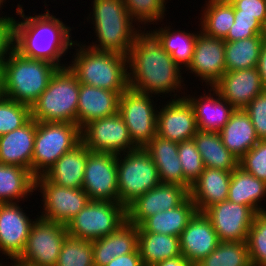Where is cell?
<instances>
[{
  "label": "cell",
  "instance_id": "30bf717a",
  "mask_svg": "<svg viewBox=\"0 0 266 266\" xmlns=\"http://www.w3.org/2000/svg\"><path fill=\"white\" fill-rule=\"evenodd\" d=\"M152 97L130 87L120 96L118 113L136 147L144 148L157 135L158 110Z\"/></svg>",
  "mask_w": 266,
  "mask_h": 266
},
{
  "label": "cell",
  "instance_id": "f5cc1de1",
  "mask_svg": "<svg viewBox=\"0 0 266 266\" xmlns=\"http://www.w3.org/2000/svg\"><path fill=\"white\" fill-rule=\"evenodd\" d=\"M10 260L13 261V263H10L12 266H31L25 262H22L18 258H14V259H10ZM0 266H10V265L2 264V261H1Z\"/></svg>",
  "mask_w": 266,
  "mask_h": 266
},
{
  "label": "cell",
  "instance_id": "ba28073f",
  "mask_svg": "<svg viewBox=\"0 0 266 266\" xmlns=\"http://www.w3.org/2000/svg\"><path fill=\"white\" fill-rule=\"evenodd\" d=\"M121 154L117 155L119 203L127 207L161 181L157 167L145 148L137 147Z\"/></svg>",
  "mask_w": 266,
  "mask_h": 266
},
{
  "label": "cell",
  "instance_id": "44dd1931",
  "mask_svg": "<svg viewBox=\"0 0 266 266\" xmlns=\"http://www.w3.org/2000/svg\"><path fill=\"white\" fill-rule=\"evenodd\" d=\"M181 255L195 266L220 243L211 221L203 212H196L179 236Z\"/></svg>",
  "mask_w": 266,
  "mask_h": 266
},
{
  "label": "cell",
  "instance_id": "ab89813d",
  "mask_svg": "<svg viewBox=\"0 0 266 266\" xmlns=\"http://www.w3.org/2000/svg\"><path fill=\"white\" fill-rule=\"evenodd\" d=\"M168 0H124L126 9L136 25L163 22ZM138 22V23H137ZM140 22V23H139Z\"/></svg>",
  "mask_w": 266,
  "mask_h": 266
},
{
  "label": "cell",
  "instance_id": "f6af8a7d",
  "mask_svg": "<svg viewBox=\"0 0 266 266\" xmlns=\"http://www.w3.org/2000/svg\"><path fill=\"white\" fill-rule=\"evenodd\" d=\"M256 35H266V28L254 16L234 15V24L224 40L238 41Z\"/></svg>",
  "mask_w": 266,
  "mask_h": 266
},
{
  "label": "cell",
  "instance_id": "6da1fadb",
  "mask_svg": "<svg viewBox=\"0 0 266 266\" xmlns=\"http://www.w3.org/2000/svg\"><path fill=\"white\" fill-rule=\"evenodd\" d=\"M141 28H136L134 44L127 56L129 87L152 96L170 92L169 96L175 99L184 97L177 94H181L182 86H185L182 68L164 50L161 35L156 29L147 31L144 28L142 31Z\"/></svg>",
  "mask_w": 266,
  "mask_h": 266
},
{
  "label": "cell",
  "instance_id": "8fae6325",
  "mask_svg": "<svg viewBox=\"0 0 266 266\" xmlns=\"http://www.w3.org/2000/svg\"><path fill=\"white\" fill-rule=\"evenodd\" d=\"M36 216L18 259L31 266H56L63 242L68 237L66 225Z\"/></svg>",
  "mask_w": 266,
  "mask_h": 266
},
{
  "label": "cell",
  "instance_id": "681fc988",
  "mask_svg": "<svg viewBox=\"0 0 266 266\" xmlns=\"http://www.w3.org/2000/svg\"><path fill=\"white\" fill-rule=\"evenodd\" d=\"M105 266H144L139 250L115 257Z\"/></svg>",
  "mask_w": 266,
  "mask_h": 266
},
{
  "label": "cell",
  "instance_id": "e0dca14e",
  "mask_svg": "<svg viewBox=\"0 0 266 266\" xmlns=\"http://www.w3.org/2000/svg\"><path fill=\"white\" fill-rule=\"evenodd\" d=\"M206 86L212 87L226 72L225 40L210 37L202 31L197 34L192 60L187 67Z\"/></svg>",
  "mask_w": 266,
  "mask_h": 266
},
{
  "label": "cell",
  "instance_id": "e575fe53",
  "mask_svg": "<svg viewBox=\"0 0 266 266\" xmlns=\"http://www.w3.org/2000/svg\"><path fill=\"white\" fill-rule=\"evenodd\" d=\"M201 10L200 30L210 37L225 39L234 24V7L224 0H206Z\"/></svg>",
  "mask_w": 266,
  "mask_h": 266
},
{
  "label": "cell",
  "instance_id": "7a4b0ae2",
  "mask_svg": "<svg viewBox=\"0 0 266 266\" xmlns=\"http://www.w3.org/2000/svg\"><path fill=\"white\" fill-rule=\"evenodd\" d=\"M16 8V14L22 20H12L13 48L27 58L45 60L59 68L67 67L60 62L68 49L76 47L70 34L71 27L47 9L43 14L27 16L22 5L18 4Z\"/></svg>",
  "mask_w": 266,
  "mask_h": 266
},
{
  "label": "cell",
  "instance_id": "4fadbf2b",
  "mask_svg": "<svg viewBox=\"0 0 266 266\" xmlns=\"http://www.w3.org/2000/svg\"><path fill=\"white\" fill-rule=\"evenodd\" d=\"M81 142L91 151L115 155L137 148L118 112L86 124L81 129Z\"/></svg>",
  "mask_w": 266,
  "mask_h": 266
},
{
  "label": "cell",
  "instance_id": "bcb514c9",
  "mask_svg": "<svg viewBox=\"0 0 266 266\" xmlns=\"http://www.w3.org/2000/svg\"><path fill=\"white\" fill-rule=\"evenodd\" d=\"M251 119L259 140H266V90L258 94L244 109Z\"/></svg>",
  "mask_w": 266,
  "mask_h": 266
},
{
  "label": "cell",
  "instance_id": "1f68e13d",
  "mask_svg": "<svg viewBox=\"0 0 266 266\" xmlns=\"http://www.w3.org/2000/svg\"><path fill=\"white\" fill-rule=\"evenodd\" d=\"M34 191L35 176L30 170L15 165L0 164V203L24 201Z\"/></svg>",
  "mask_w": 266,
  "mask_h": 266
},
{
  "label": "cell",
  "instance_id": "836d02e7",
  "mask_svg": "<svg viewBox=\"0 0 266 266\" xmlns=\"http://www.w3.org/2000/svg\"><path fill=\"white\" fill-rule=\"evenodd\" d=\"M138 250L144 266L181 255L179 237L160 233L138 232Z\"/></svg>",
  "mask_w": 266,
  "mask_h": 266
},
{
  "label": "cell",
  "instance_id": "f907efd6",
  "mask_svg": "<svg viewBox=\"0 0 266 266\" xmlns=\"http://www.w3.org/2000/svg\"><path fill=\"white\" fill-rule=\"evenodd\" d=\"M258 71L264 86V89L266 90V37L264 39L260 56H259V62H258Z\"/></svg>",
  "mask_w": 266,
  "mask_h": 266
},
{
  "label": "cell",
  "instance_id": "816d5d0a",
  "mask_svg": "<svg viewBox=\"0 0 266 266\" xmlns=\"http://www.w3.org/2000/svg\"><path fill=\"white\" fill-rule=\"evenodd\" d=\"M153 266H192V265L183 255H180L172 259H165L164 261L158 262Z\"/></svg>",
  "mask_w": 266,
  "mask_h": 266
},
{
  "label": "cell",
  "instance_id": "9a60e30c",
  "mask_svg": "<svg viewBox=\"0 0 266 266\" xmlns=\"http://www.w3.org/2000/svg\"><path fill=\"white\" fill-rule=\"evenodd\" d=\"M211 221L220 242L246 241L257 214L251 207L232 201H222L203 212Z\"/></svg>",
  "mask_w": 266,
  "mask_h": 266
},
{
  "label": "cell",
  "instance_id": "f546056e",
  "mask_svg": "<svg viewBox=\"0 0 266 266\" xmlns=\"http://www.w3.org/2000/svg\"><path fill=\"white\" fill-rule=\"evenodd\" d=\"M196 212L194 202L188 197L178 207L160 211L145 219L138 226V232L160 233L179 237Z\"/></svg>",
  "mask_w": 266,
  "mask_h": 266
},
{
  "label": "cell",
  "instance_id": "4dcf8cb0",
  "mask_svg": "<svg viewBox=\"0 0 266 266\" xmlns=\"http://www.w3.org/2000/svg\"><path fill=\"white\" fill-rule=\"evenodd\" d=\"M264 197H266L265 181L256 178L239 166L232 171L228 201L249 206L256 213H261L266 212L260 204Z\"/></svg>",
  "mask_w": 266,
  "mask_h": 266
},
{
  "label": "cell",
  "instance_id": "d4e9b609",
  "mask_svg": "<svg viewBox=\"0 0 266 266\" xmlns=\"http://www.w3.org/2000/svg\"><path fill=\"white\" fill-rule=\"evenodd\" d=\"M231 175L232 172L205 167L189 189V197L197 212H204L208 207L227 200Z\"/></svg>",
  "mask_w": 266,
  "mask_h": 266
},
{
  "label": "cell",
  "instance_id": "603a6c76",
  "mask_svg": "<svg viewBox=\"0 0 266 266\" xmlns=\"http://www.w3.org/2000/svg\"><path fill=\"white\" fill-rule=\"evenodd\" d=\"M121 94L80 83L77 107V125L82 129L91 121L112 116L118 112Z\"/></svg>",
  "mask_w": 266,
  "mask_h": 266
},
{
  "label": "cell",
  "instance_id": "60d3db41",
  "mask_svg": "<svg viewBox=\"0 0 266 266\" xmlns=\"http://www.w3.org/2000/svg\"><path fill=\"white\" fill-rule=\"evenodd\" d=\"M31 119V107L3 96L0 98V136L22 127Z\"/></svg>",
  "mask_w": 266,
  "mask_h": 266
},
{
  "label": "cell",
  "instance_id": "9c48e42d",
  "mask_svg": "<svg viewBox=\"0 0 266 266\" xmlns=\"http://www.w3.org/2000/svg\"><path fill=\"white\" fill-rule=\"evenodd\" d=\"M126 222V207L122 204L108 201H89L67 223L66 228L69 236L92 241L115 232Z\"/></svg>",
  "mask_w": 266,
  "mask_h": 266
},
{
  "label": "cell",
  "instance_id": "52a82bcc",
  "mask_svg": "<svg viewBox=\"0 0 266 266\" xmlns=\"http://www.w3.org/2000/svg\"><path fill=\"white\" fill-rule=\"evenodd\" d=\"M81 142V129L68 122H37L31 172L44 175L66 152Z\"/></svg>",
  "mask_w": 266,
  "mask_h": 266
},
{
  "label": "cell",
  "instance_id": "5b68a950",
  "mask_svg": "<svg viewBox=\"0 0 266 266\" xmlns=\"http://www.w3.org/2000/svg\"><path fill=\"white\" fill-rule=\"evenodd\" d=\"M92 5V18L89 15L87 20L91 19L98 41L88 47L128 56L136 27L124 0H93Z\"/></svg>",
  "mask_w": 266,
  "mask_h": 266
},
{
  "label": "cell",
  "instance_id": "83f0119b",
  "mask_svg": "<svg viewBox=\"0 0 266 266\" xmlns=\"http://www.w3.org/2000/svg\"><path fill=\"white\" fill-rule=\"evenodd\" d=\"M219 134L223 145L238 160L259 141L251 119L243 109H235Z\"/></svg>",
  "mask_w": 266,
  "mask_h": 266
},
{
  "label": "cell",
  "instance_id": "db71d44e",
  "mask_svg": "<svg viewBox=\"0 0 266 266\" xmlns=\"http://www.w3.org/2000/svg\"><path fill=\"white\" fill-rule=\"evenodd\" d=\"M3 96V68L2 66H0V98H2Z\"/></svg>",
  "mask_w": 266,
  "mask_h": 266
},
{
  "label": "cell",
  "instance_id": "f1b7e54d",
  "mask_svg": "<svg viewBox=\"0 0 266 266\" xmlns=\"http://www.w3.org/2000/svg\"><path fill=\"white\" fill-rule=\"evenodd\" d=\"M157 167L161 183L184 186V174L178 157V143L155 135L144 147Z\"/></svg>",
  "mask_w": 266,
  "mask_h": 266
},
{
  "label": "cell",
  "instance_id": "3957f363",
  "mask_svg": "<svg viewBox=\"0 0 266 266\" xmlns=\"http://www.w3.org/2000/svg\"><path fill=\"white\" fill-rule=\"evenodd\" d=\"M74 45L79 48L67 67L80 83L120 94L129 88L127 56L97 51L77 41Z\"/></svg>",
  "mask_w": 266,
  "mask_h": 266
},
{
  "label": "cell",
  "instance_id": "7dc6e473",
  "mask_svg": "<svg viewBox=\"0 0 266 266\" xmlns=\"http://www.w3.org/2000/svg\"><path fill=\"white\" fill-rule=\"evenodd\" d=\"M234 15L254 16L266 28V0H231Z\"/></svg>",
  "mask_w": 266,
  "mask_h": 266
},
{
  "label": "cell",
  "instance_id": "2e32d148",
  "mask_svg": "<svg viewBox=\"0 0 266 266\" xmlns=\"http://www.w3.org/2000/svg\"><path fill=\"white\" fill-rule=\"evenodd\" d=\"M189 197V189L178 184L160 183L126 207L127 222L137 227L158 212L174 209Z\"/></svg>",
  "mask_w": 266,
  "mask_h": 266
},
{
  "label": "cell",
  "instance_id": "7c38bea8",
  "mask_svg": "<svg viewBox=\"0 0 266 266\" xmlns=\"http://www.w3.org/2000/svg\"><path fill=\"white\" fill-rule=\"evenodd\" d=\"M36 190H40L43 198L41 200L43 211L39 217L65 225L90 201L87 193L82 188L57 186L43 175L35 177Z\"/></svg>",
  "mask_w": 266,
  "mask_h": 266
},
{
  "label": "cell",
  "instance_id": "b9f144b4",
  "mask_svg": "<svg viewBox=\"0 0 266 266\" xmlns=\"http://www.w3.org/2000/svg\"><path fill=\"white\" fill-rule=\"evenodd\" d=\"M246 242L252 266H266V212L255 215Z\"/></svg>",
  "mask_w": 266,
  "mask_h": 266
},
{
  "label": "cell",
  "instance_id": "11a10c76",
  "mask_svg": "<svg viewBox=\"0 0 266 266\" xmlns=\"http://www.w3.org/2000/svg\"><path fill=\"white\" fill-rule=\"evenodd\" d=\"M6 0H0V8H3V3H5ZM1 10V9H0ZM14 17H10V16H0V20H13Z\"/></svg>",
  "mask_w": 266,
  "mask_h": 266
},
{
  "label": "cell",
  "instance_id": "7bdbcfd3",
  "mask_svg": "<svg viewBox=\"0 0 266 266\" xmlns=\"http://www.w3.org/2000/svg\"><path fill=\"white\" fill-rule=\"evenodd\" d=\"M178 157L184 174V186L191 184L201 175L205 165L193 139L178 143Z\"/></svg>",
  "mask_w": 266,
  "mask_h": 266
},
{
  "label": "cell",
  "instance_id": "d590c367",
  "mask_svg": "<svg viewBox=\"0 0 266 266\" xmlns=\"http://www.w3.org/2000/svg\"><path fill=\"white\" fill-rule=\"evenodd\" d=\"M266 35L238 41H225L226 71L256 68Z\"/></svg>",
  "mask_w": 266,
  "mask_h": 266
},
{
  "label": "cell",
  "instance_id": "277c9868",
  "mask_svg": "<svg viewBox=\"0 0 266 266\" xmlns=\"http://www.w3.org/2000/svg\"><path fill=\"white\" fill-rule=\"evenodd\" d=\"M4 96L31 107L59 69L51 62L31 59L13 47L3 63Z\"/></svg>",
  "mask_w": 266,
  "mask_h": 266
},
{
  "label": "cell",
  "instance_id": "7402d4cb",
  "mask_svg": "<svg viewBox=\"0 0 266 266\" xmlns=\"http://www.w3.org/2000/svg\"><path fill=\"white\" fill-rule=\"evenodd\" d=\"M208 91L209 94L204 91L203 96L201 95L199 98L190 96V94H186L184 97L193 108L198 130L219 132L229 121L235 108L222 98L213 87H210ZM212 91L213 93H211Z\"/></svg>",
  "mask_w": 266,
  "mask_h": 266
},
{
  "label": "cell",
  "instance_id": "8992f818",
  "mask_svg": "<svg viewBox=\"0 0 266 266\" xmlns=\"http://www.w3.org/2000/svg\"><path fill=\"white\" fill-rule=\"evenodd\" d=\"M79 89L80 82L70 69L59 68L31 106V118L37 122L77 124Z\"/></svg>",
  "mask_w": 266,
  "mask_h": 266
},
{
  "label": "cell",
  "instance_id": "c3c4849f",
  "mask_svg": "<svg viewBox=\"0 0 266 266\" xmlns=\"http://www.w3.org/2000/svg\"><path fill=\"white\" fill-rule=\"evenodd\" d=\"M13 21L0 20V66L6 59L8 51L13 47Z\"/></svg>",
  "mask_w": 266,
  "mask_h": 266
},
{
  "label": "cell",
  "instance_id": "484cf974",
  "mask_svg": "<svg viewBox=\"0 0 266 266\" xmlns=\"http://www.w3.org/2000/svg\"><path fill=\"white\" fill-rule=\"evenodd\" d=\"M94 266H105L115 257L138 250V227L126 222L115 232L92 240Z\"/></svg>",
  "mask_w": 266,
  "mask_h": 266
},
{
  "label": "cell",
  "instance_id": "4316f807",
  "mask_svg": "<svg viewBox=\"0 0 266 266\" xmlns=\"http://www.w3.org/2000/svg\"><path fill=\"white\" fill-rule=\"evenodd\" d=\"M89 149L80 142L63 154L43 175L53 184L67 188H82Z\"/></svg>",
  "mask_w": 266,
  "mask_h": 266
},
{
  "label": "cell",
  "instance_id": "f35d334b",
  "mask_svg": "<svg viewBox=\"0 0 266 266\" xmlns=\"http://www.w3.org/2000/svg\"><path fill=\"white\" fill-rule=\"evenodd\" d=\"M56 266H94L92 241L68 235Z\"/></svg>",
  "mask_w": 266,
  "mask_h": 266
},
{
  "label": "cell",
  "instance_id": "ffe728a7",
  "mask_svg": "<svg viewBox=\"0 0 266 266\" xmlns=\"http://www.w3.org/2000/svg\"><path fill=\"white\" fill-rule=\"evenodd\" d=\"M212 87L235 109H244L265 90L257 67L226 71Z\"/></svg>",
  "mask_w": 266,
  "mask_h": 266
},
{
  "label": "cell",
  "instance_id": "d6a6232c",
  "mask_svg": "<svg viewBox=\"0 0 266 266\" xmlns=\"http://www.w3.org/2000/svg\"><path fill=\"white\" fill-rule=\"evenodd\" d=\"M205 167L232 172L238 159L223 145L219 132L198 130L193 137Z\"/></svg>",
  "mask_w": 266,
  "mask_h": 266
},
{
  "label": "cell",
  "instance_id": "5bb4252c",
  "mask_svg": "<svg viewBox=\"0 0 266 266\" xmlns=\"http://www.w3.org/2000/svg\"><path fill=\"white\" fill-rule=\"evenodd\" d=\"M82 189L90 201L119 203L117 155L89 150Z\"/></svg>",
  "mask_w": 266,
  "mask_h": 266
},
{
  "label": "cell",
  "instance_id": "8d00e7d4",
  "mask_svg": "<svg viewBox=\"0 0 266 266\" xmlns=\"http://www.w3.org/2000/svg\"><path fill=\"white\" fill-rule=\"evenodd\" d=\"M170 27V25H166L164 28L161 26L156 30L161 35L164 50L171 55L180 68L185 67L186 70L192 60L197 34L201 30L197 33H188V31L179 29L172 30Z\"/></svg>",
  "mask_w": 266,
  "mask_h": 266
},
{
  "label": "cell",
  "instance_id": "ee69618b",
  "mask_svg": "<svg viewBox=\"0 0 266 266\" xmlns=\"http://www.w3.org/2000/svg\"><path fill=\"white\" fill-rule=\"evenodd\" d=\"M238 166L266 182V140H259L239 159Z\"/></svg>",
  "mask_w": 266,
  "mask_h": 266
},
{
  "label": "cell",
  "instance_id": "ac0fdd59",
  "mask_svg": "<svg viewBox=\"0 0 266 266\" xmlns=\"http://www.w3.org/2000/svg\"><path fill=\"white\" fill-rule=\"evenodd\" d=\"M169 100L157 113V135L176 143L193 139L198 128L191 104L185 97Z\"/></svg>",
  "mask_w": 266,
  "mask_h": 266
},
{
  "label": "cell",
  "instance_id": "cb8c5ba5",
  "mask_svg": "<svg viewBox=\"0 0 266 266\" xmlns=\"http://www.w3.org/2000/svg\"><path fill=\"white\" fill-rule=\"evenodd\" d=\"M36 121L31 118L25 125L0 136V164L24 167L31 171Z\"/></svg>",
  "mask_w": 266,
  "mask_h": 266
},
{
  "label": "cell",
  "instance_id": "d6986e66",
  "mask_svg": "<svg viewBox=\"0 0 266 266\" xmlns=\"http://www.w3.org/2000/svg\"><path fill=\"white\" fill-rule=\"evenodd\" d=\"M24 211L18 203H0V253L8 259L21 256L37 219H29Z\"/></svg>",
  "mask_w": 266,
  "mask_h": 266
},
{
  "label": "cell",
  "instance_id": "74e56055",
  "mask_svg": "<svg viewBox=\"0 0 266 266\" xmlns=\"http://www.w3.org/2000/svg\"><path fill=\"white\" fill-rule=\"evenodd\" d=\"M195 266H252L247 242H220Z\"/></svg>",
  "mask_w": 266,
  "mask_h": 266
}]
</instances>
